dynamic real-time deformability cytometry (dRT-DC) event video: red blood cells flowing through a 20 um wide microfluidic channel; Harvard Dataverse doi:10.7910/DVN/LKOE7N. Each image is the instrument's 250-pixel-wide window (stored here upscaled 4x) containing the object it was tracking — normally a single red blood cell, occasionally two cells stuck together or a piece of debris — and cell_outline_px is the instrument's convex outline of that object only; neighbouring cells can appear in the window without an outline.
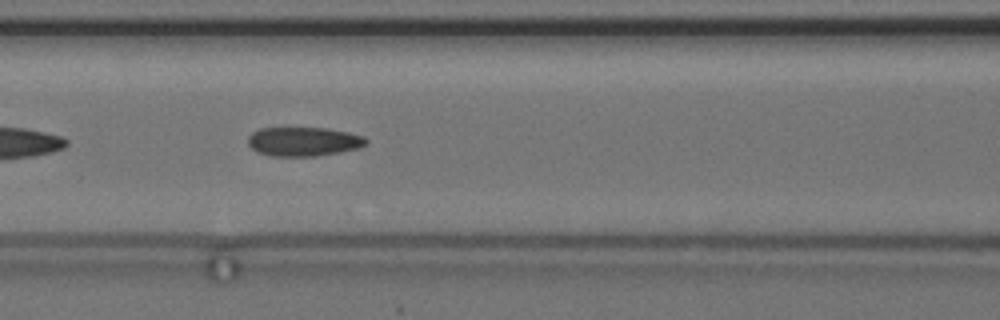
{"species": "common noctule bat (a hibernating species)", "species_latin": "Nyctalus noctula", "temperature_condition": "cold", "stored_images_in_passage": 25, "camera_frame_rate_fps": 3000, "um_per_image_px": 0.085, "animal": {"sex": "female", "body_mass_g": 24.6, "forearm_length_mm": 56.2}, "frame": {"image": 1, "passage_image": 8, "time_ms": 2.333, "image_size_px": [1000, 320], "cell_outline_px": [[368, 144], [360, 148], [340, 152], [316, 156], [272, 156], [256, 152], [248, 144], [248, 136], [252, 132], [260, 128], [328, 128], [348, 132], [364, 136], [368, 140]], "centroid_in_image_um": [25.82, 12.03], "position_along_channel_um": 140.8, "area_um2": 20.23}}